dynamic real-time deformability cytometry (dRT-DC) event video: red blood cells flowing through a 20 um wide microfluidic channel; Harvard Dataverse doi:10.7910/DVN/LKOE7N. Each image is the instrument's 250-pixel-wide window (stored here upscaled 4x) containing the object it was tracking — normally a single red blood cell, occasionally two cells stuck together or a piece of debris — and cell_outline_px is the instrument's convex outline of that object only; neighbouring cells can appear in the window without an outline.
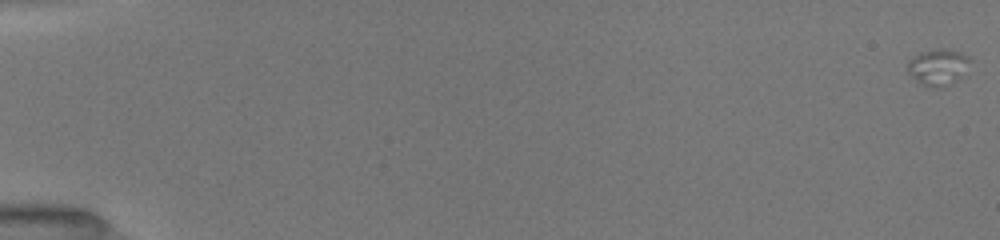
{"species": "common noctule bat (a hibernating species)", "species_latin": "Nyctalus noctula", "temperature_condition": "room temperature", "stored_images_in_passage": 12, "camera_frame_rate_fps": 3000, "um_per_image_px": 0.085, "animal": {"sex": "female", "body_mass_g": 19.5, "forearm_length_mm": 54.1}, "frame": {"image": 1, "passage_image": 1, "time_ms": 0.0, "image_size_px": [1000, 240], "cell_outline_px": [[972, 60], [960, 76], [956, 80], [940, 88], [928, 88], [916, 80], [908, 72], [908, 60], [920, 52], [944, 48], [960, 52], [968, 56]], "centroid_in_image_um": [79.72, 5.7], "position_along_channel_um": 5.3, "area_um2": 13.06}}